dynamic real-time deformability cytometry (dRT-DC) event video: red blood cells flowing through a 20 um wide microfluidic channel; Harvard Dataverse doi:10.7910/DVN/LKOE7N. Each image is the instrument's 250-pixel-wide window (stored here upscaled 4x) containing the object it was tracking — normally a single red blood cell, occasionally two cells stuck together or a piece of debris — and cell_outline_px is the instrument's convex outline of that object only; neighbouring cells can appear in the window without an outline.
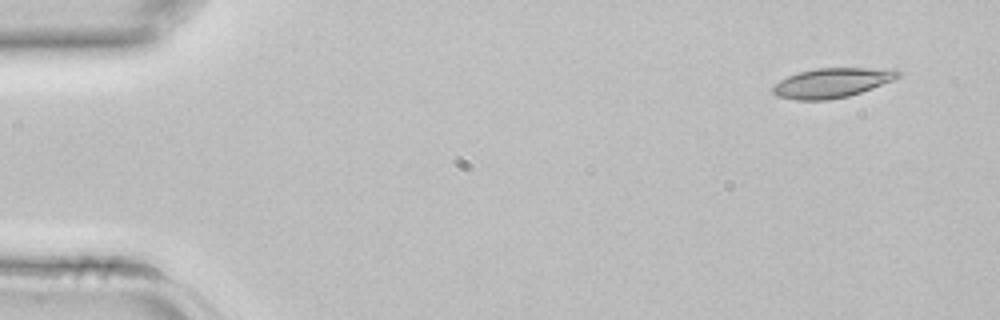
{"species": "common noctule bat (a hibernating species)", "species_latin": "Nyctalus noctula", "temperature_condition": "room temperature", "stored_images_in_passage": 7, "camera_frame_rate_fps": 3000, "um_per_image_px": 0.085, "animal": {"sex": "female", "body_mass_g": 22.7, "forearm_length_mm": 54.2}, "frame": {"image": 1, "passage_image": 1, "time_ms": 0.0, "image_size_px": [1000, 320], "cell_outline_px": [[900, 76], [892, 80], [872, 88], [848, 96], [828, 100], [796, 100], [776, 96], [772, 92], [772, 88], [780, 80], [788, 76], [800, 72], [816, 68], [896, 68], [900, 72]], "centroid_in_image_um": [70.73, 7.03], "position_along_channel_um": 14.3, "area_um2": 21.56}}